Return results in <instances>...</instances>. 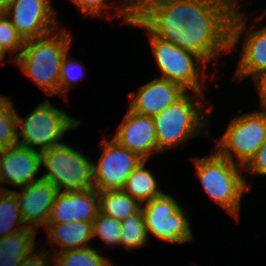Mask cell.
I'll use <instances>...</instances> for the list:
<instances>
[{
  "instance_id": "2e32d148",
  "label": "cell",
  "mask_w": 266,
  "mask_h": 266,
  "mask_svg": "<svg viewBox=\"0 0 266 266\" xmlns=\"http://www.w3.org/2000/svg\"><path fill=\"white\" fill-rule=\"evenodd\" d=\"M41 153L14 145L3 149L0 158V190L11 191L5 188L3 183L10 186L22 187L36 178L41 169ZM3 186V187H2Z\"/></svg>"
},
{
  "instance_id": "5bb4252c",
  "label": "cell",
  "mask_w": 266,
  "mask_h": 266,
  "mask_svg": "<svg viewBox=\"0 0 266 266\" xmlns=\"http://www.w3.org/2000/svg\"><path fill=\"white\" fill-rule=\"evenodd\" d=\"M112 139L147 161L153 155L161 154L157 148L153 118L137 114L129 108Z\"/></svg>"
},
{
  "instance_id": "484cf974",
  "label": "cell",
  "mask_w": 266,
  "mask_h": 266,
  "mask_svg": "<svg viewBox=\"0 0 266 266\" xmlns=\"http://www.w3.org/2000/svg\"><path fill=\"white\" fill-rule=\"evenodd\" d=\"M16 110L10 97L0 102V147L6 149L17 145Z\"/></svg>"
},
{
  "instance_id": "277c9868",
  "label": "cell",
  "mask_w": 266,
  "mask_h": 266,
  "mask_svg": "<svg viewBox=\"0 0 266 266\" xmlns=\"http://www.w3.org/2000/svg\"><path fill=\"white\" fill-rule=\"evenodd\" d=\"M72 37L66 29L24 42L22 51L12 62L47 95H59L60 69L71 49Z\"/></svg>"
},
{
  "instance_id": "9c48e42d",
  "label": "cell",
  "mask_w": 266,
  "mask_h": 266,
  "mask_svg": "<svg viewBox=\"0 0 266 266\" xmlns=\"http://www.w3.org/2000/svg\"><path fill=\"white\" fill-rule=\"evenodd\" d=\"M141 208L148 236L172 244L194 240L186 210L168 193L149 200Z\"/></svg>"
},
{
  "instance_id": "4fadbf2b",
  "label": "cell",
  "mask_w": 266,
  "mask_h": 266,
  "mask_svg": "<svg viewBox=\"0 0 266 266\" xmlns=\"http://www.w3.org/2000/svg\"><path fill=\"white\" fill-rule=\"evenodd\" d=\"M52 0H12L4 13L22 40L49 35L58 29Z\"/></svg>"
},
{
  "instance_id": "ba28073f",
  "label": "cell",
  "mask_w": 266,
  "mask_h": 266,
  "mask_svg": "<svg viewBox=\"0 0 266 266\" xmlns=\"http://www.w3.org/2000/svg\"><path fill=\"white\" fill-rule=\"evenodd\" d=\"M265 142L266 111H253L232 118L213 150L245 167Z\"/></svg>"
},
{
  "instance_id": "44dd1931",
  "label": "cell",
  "mask_w": 266,
  "mask_h": 266,
  "mask_svg": "<svg viewBox=\"0 0 266 266\" xmlns=\"http://www.w3.org/2000/svg\"><path fill=\"white\" fill-rule=\"evenodd\" d=\"M147 160L141 162L128 176L122 190L132 198H135L141 205L162 195L164 192L159 190L158 182L151 172L147 169Z\"/></svg>"
},
{
  "instance_id": "836d02e7",
  "label": "cell",
  "mask_w": 266,
  "mask_h": 266,
  "mask_svg": "<svg viewBox=\"0 0 266 266\" xmlns=\"http://www.w3.org/2000/svg\"><path fill=\"white\" fill-rule=\"evenodd\" d=\"M12 0H0V13H5Z\"/></svg>"
},
{
  "instance_id": "9a60e30c",
  "label": "cell",
  "mask_w": 266,
  "mask_h": 266,
  "mask_svg": "<svg viewBox=\"0 0 266 266\" xmlns=\"http://www.w3.org/2000/svg\"><path fill=\"white\" fill-rule=\"evenodd\" d=\"M13 190L17 196L20 214L24 224L32 229L45 227L58 193L55 186L41 178Z\"/></svg>"
},
{
  "instance_id": "52a82bcc",
  "label": "cell",
  "mask_w": 266,
  "mask_h": 266,
  "mask_svg": "<svg viewBox=\"0 0 266 266\" xmlns=\"http://www.w3.org/2000/svg\"><path fill=\"white\" fill-rule=\"evenodd\" d=\"M41 178L51 182L58 192L84 191L94 188L93 160L70 144H60L41 153Z\"/></svg>"
},
{
  "instance_id": "d4e9b609",
  "label": "cell",
  "mask_w": 266,
  "mask_h": 266,
  "mask_svg": "<svg viewBox=\"0 0 266 266\" xmlns=\"http://www.w3.org/2000/svg\"><path fill=\"white\" fill-rule=\"evenodd\" d=\"M99 252L91 246L55 253L52 259L55 266H115Z\"/></svg>"
},
{
  "instance_id": "1f68e13d",
  "label": "cell",
  "mask_w": 266,
  "mask_h": 266,
  "mask_svg": "<svg viewBox=\"0 0 266 266\" xmlns=\"http://www.w3.org/2000/svg\"><path fill=\"white\" fill-rule=\"evenodd\" d=\"M41 249L42 247L33 251L30 255L25 257L19 266H53L50 259V254L51 251L53 252V250L50 249L46 251L44 249Z\"/></svg>"
},
{
  "instance_id": "ac0fdd59",
  "label": "cell",
  "mask_w": 266,
  "mask_h": 266,
  "mask_svg": "<svg viewBox=\"0 0 266 266\" xmlns=\"http://www.w3.org/2000/svg\"><path fill=\"white\" fill-rule=\"evenodd\" d=\"M185 92L186 90L179 84L157 77L142 85L137 93H129V97L133 100L128 108L137 114L153 117Z\"/></svg>"
},
{
  "instance_id": "ffe728a7",
  "label": "cell",
  "mask_w": 266,
  "mask_h": 266,
  "mask_svg": "<svg viewBox=\"0 0 266 266\" xmlns=\"http://www.w3.org/2000/svg\"><path fill=\"white\" fill-rule=\"evenodd\" d=\"M37 231L30 227L0 237V266H19L25 257L35 251Z\"/></svg>"
},
{
  "instance_id": "e0dca14e",
  "label": "cell",
  "mask_w": 266,
  "mask_h": 266,
  "mask_svg": "<svg viewBox=\"0 0 266 266\" xmlns=\"http://www.w3.org/2000/svg\"><path fill=\"white\" fill-rule=\"evenodd\" d=\"M99 212V192L94 189L58 192L47 223L93 222Z\"/></svg>"
},
{
  "instance_id": "74e56055",
  "label": "cell",
  "mask_w": 266,
  "mask_h": 266,
  "mask_svg": "<svg viewBox=\"0 0 266 266\" xmlns=\"http://www.w3.org/2000/svg\"><path fill=\"white\" fill-rule=\"evenodd\" d=\"M6 96L0 95V102L5 98Z\"/></svg>"
},
{
  "instance_id": "7402d4cb",
  "label": "cell",
  "mask_w": 266,
  "mask_h": 266,
  "mask_svg": "<svg viewBox=\"0 0 266 266\" xmlns=\"http://www.w3.org/2000/svg\"><path fill=\"white\" fill-rule=\"evenodd\" d=\"M141 204L123 190L99 192V212L118 221L136 213Z\"/></svg>"
},
{
  "instance_id": "8fae6325",
  "label": "cell",
  "mask_w": 266,
  "mask_h": 266,
  "mask_svg": "<svg viewBox=\"0 0 266 266\" xmlns=\"http://www.w3.org/2000/svg\"><path fill=\"white\" fill-rule=\"evenodd\" d=\"M135 17L152 34L176 45L188 17V0H135Z\"/></svg>"
},
{
  "instance_id": "f1b7e54d",
  "label": "cell",
  "mask_w": 266,
  "mask_h": 266,
  "mask_svg": "<svg viewBox=\"0 0 266 266\" xmlns=\"http://www.w3.org/2000/svg\"><path fill=\"white\" fill-rule=\"evenodd\" d=\"M85 68L81 61L69 58V54L63 58L60 69L59 96L67 99V93L73 85H77L85 75Z\"/></svg>"
},
{
  "instance_id": "d590c367",
  "label": "cell",
  "mask_w": 266,
  "mask_h": 266,
  "mask_svg": "<svg viewBox=\"0 0 266 266\" xmlns=\"http://www.w3.org/2000/svg\"><path fill=\"white\" fill-rule=\"evenodd\" d=\"M264 15H266V11L264 13H262L260 16H258V18H256V21L257 20H262V18H263Z\"/></svg>"
},
{
  "instance_id": "f546056e",
  "label": "cell",
  "mask_w": 266,
  "mask_h": 266,
  "mask_svg": "<svg viewBox=\"0 0 266 266\" xmlns=\"http://www.w3.org/2000/svg\"><path fill=\"white\" fill-rule=\"evenodd\" d=\"M72 3L75 4L77 8L81 11V13L85 15H90L93 17H103L104 9L108 10L107 7L110 5L106 0H71Z\"/></svg>"
},
{
  "instance_id": "3957f363",
  "label": "cell",
  "mask_w": 266,
  "mask_h": 266,
  "mask_svg": "<svg viewBox=\"0 0 266 266\" xmlns=\"http://www.w3.org/2000/svg\"><path fill=\"white\" fill-rule=\"evenodd\" d=\"M199 97L204 98L205 94L186 91L174 103L152 117L160 153L179 147L201 132L208 133L209 114L213 107L204 108Z\"/></svg>"
},
{
  "instance_id": "4316f807",
  "label": "cell",
  "mask_w": 266,
  "mask_h": 266,
  "mask_svg": "<svg viewBox=\"0 0 266 266\" xmlns=\"http://www.w3.org/2000/svg\"><path fill=\"white\" fill-rule=\"evenodd\" d=\"M23 46H24V41L18 35L16 28L12 25V22L4 13H0L1 54L5 57L8 51H10V53L13 54V56L10 57L9 59L10 62H13L22 51Z\"/></svg>"
},
{
  "instance_id": "7c38bea8",
  "label": "cell",
  "mask_w": 266,
  "mask_h": 266,
  "mask_svg": "<svg viewBox=\"0 0 266 266\" xmlns=\"http://www.w3.org/2000/svg\"><path fill=\"white\" fill-rule=\"evenodd\" d=\"M99 143L103 151L98 163H93L94 189L98 192L122 190L128 176L144 159L112 138Z\"/></svg>"
},
{
  "instance_id": "603a6c76",
  "label": "cell",
  "mask_w": 266,
  "mask_h": 266,
  "mask_svg": "<svg viewBox=\"0 0 266 266\" xmlns=\"http://www.w3.org/2000/svg\"><path fill=\"white\" fill-rule=\"evenodd\" d=\"M17 196L13 190H0V237L26 229Z\"/></svg>"
},
{
  "instance_id": "6da1fadb",
  "label": "cell",
  "mask_w": 266,
  "mask_h": 266,
  "mask_svg": "<svg viewBox=\"0 0 266 266\" xmlns=\"http://www.w3.org/2000/svg\"><path fill=\"white\" fill-rule=\"evenodd\" d=\"M231 4L225 0H188L186 24L176 46L200 56L207 64L230 52Z\"/></svg>"
},
{
  "instance_id": "e575fe53",
  "label": "cell",
  "mask_w": 266,
  "mask_h": 266,
  "mask_svg": "<svg viewBox=\"0 0 266 266\" xmlns=\"http://www.w3.org/2000/svg\"><path fill=\"white\" fill-rule=\"evenodd\" d=\"M225 1H228L230 4H231V7L233 9V12H240L239 10V0H225Z\"/></svg>"
},
{
  "instance_id": "83f0119b",
  "label": "cell",
  "mask_w": 266,
  "mask_h": 266,
  "mask_svg": "<svg viewBox=\"0 0 266 266\" xmlns=\"http://www.w3.org/2000/svg\"><path fill=\"white\" fill-rule=\"evenodd\" d=\"M121 221L98 212L93 221V236L105 242L106 247H120Z\"/></svg>"
},
{
  "instance_id": "d6986e66",
  "label": "cell",
  "mask_w": 266,
  "mask_h": 266,
  "mask_svg": "<svg viewBox=\"0 0 266 266\" xmlns=\"http://www.w3.org/2000/svg\"><path fill=\"white\" fill-rule=\"evenodd\" d=\"M44 229L49 243L60 249L56 253L91 247L89 242L94 238L93 222L47 223Z\"/></svg>"
},
{
  "instance_id": "d6a6232c",
  "label": "cell",
  "mask_w": 266,
  "mask_h": 266,
  "mask_svg": "<svg viewBox=\"0 0 266 266\" xmlns=\"http://www.w3.org/2000/svg\"><path fill=\"white\" fill-rule=\"evenodd\" d=\"M259 94L262 110L266 111V73L253 82Z\"/></svg>"
},
{
  "instance_id": "f35d334b",
  "label": "cell",
  "mask_w": 266,
  "mask_h": 266,
  "mask_svg": "<svg viewBox=\"0 0 266 266\" xmlns=\"http://www.w3.org/2000/svg\"><path fill=\"white\" fill-rule=\"evenodd\" d=\"M2 151H3V149L0 147V158H1V155H2Z\"/></svg>"
},
{
  "instance_id": "7a4b0ae2",
  "label": "cell",
  "mask_w": 266,
  "mask_h": 266,
  "mask_svg": "<svg viewBox=\"0 0 266 266\" xmlns=\"http://www.w3.org/2000/svg\"><path fill=\"white\" fill-rule=\"evenodd\" d=\"M119 1L120 5L114 6V9L117 7L115 14L121 16L126 25L141 27L149 33V43L159 68L158 70L162 74V77L160 76L159 78L177 83L186 91L205 93L203 91L204 87L201 85L203 83L200 82V79L208 78L204 74L207 63L195 53L180 48L152 34L135 17V0Z\"/></svg>"
},
{
  "instance_id": "8992f818",
  "label": "cell",
  "mask_w": 266,
  "mask_h": 266,
  "mask_svg": "<svg viewBox=\"0 0 266 266\" xmlns=\"http://www.w3.org/2000/svg\"><path fill=\"white\" fill-rule=\"evenodd\" d=\"M17 117V145L37 152L63 144L61 139L69 129L80 127V119L71 117L48 100L40 102L26 117ZM21 137V139H19Z\"/></svg>"
},
{
  "instance_id": "8d00e7d4",
  "label": "cell",
  "mask_w": 266,
  "mask_h": 266,
  "mask_svg": "<svg viewBox=\"0 0 266 266\" xmlns=\"http://www.w3.org/2000/svg\"><path fill=\"white\" fill-rule=\"evenodd\" d=\"M0 60H5V57L0 52Z\"/></svg>"
},
{
  "instance_id": "4dcf8cb0",
  "label": "cell",
  "mask_w": 266,
  "mask_h": 266,
  "mask_svg": "<svg viewBox=\"0 0 266 266\" xmlns=\"http://www.w3.org/2000/svg\"><path fill=\"white\" fill-rule=\"evenodd\" d=\"M244 170L249 175L266 176V142L258 149Z\"/></svg>"
},
{
  "instance_id": "cb8c5ba5",
  "label": "cell",
  "mask_w": 266,
  "mask_h": 266,
  "mask_svg": "<svg viewBox=\"0 0 266 266\" xmlns=\"http://www.w3.org/2000/svg\"><path fill=\"white\" fill-rule=\"evenodd\" d=\"M148 238L142 208L121 221L120 247L128 251L142 248L149 243Z\"/></svg>"
},
{
  "instance_id": "5b68a950",
  "label": "cell",
  "mask_w": 266,
  "mask_h": 266,
  "mask_svg": "<svg viewBox=\"0 0 266 266\" xmlns=\"http://www.w3.org/2000/svg\"><path fill=\"white\" fill-rule=\"evenodd\" d=\"M213 151L206 157L192 159L197 178L211 200L237 219L243 193L251 189L241 174L244 167Z\"/></svg>"
},
{
  "instance_id": "30bf717a",
  "label": "cell",
  "mask_w": 266,
  "mask_h": 266,
  "mask_svg": "<svg viewBox=\"0 0 266 266\" xmlns=\"http://www.w3.org/2000/svg\"><path fill=\"white\" fill-rule=\"evenodd\" d=\"M246 18V13L235 12L231 20L230 52L237 42H240L242 35L244 39L237 70L232 79L237 78L240 82L251 76L254 82L266 73V25L258 30H254L253 27L246 30Z\"/></svg>"
}]
</instances>
